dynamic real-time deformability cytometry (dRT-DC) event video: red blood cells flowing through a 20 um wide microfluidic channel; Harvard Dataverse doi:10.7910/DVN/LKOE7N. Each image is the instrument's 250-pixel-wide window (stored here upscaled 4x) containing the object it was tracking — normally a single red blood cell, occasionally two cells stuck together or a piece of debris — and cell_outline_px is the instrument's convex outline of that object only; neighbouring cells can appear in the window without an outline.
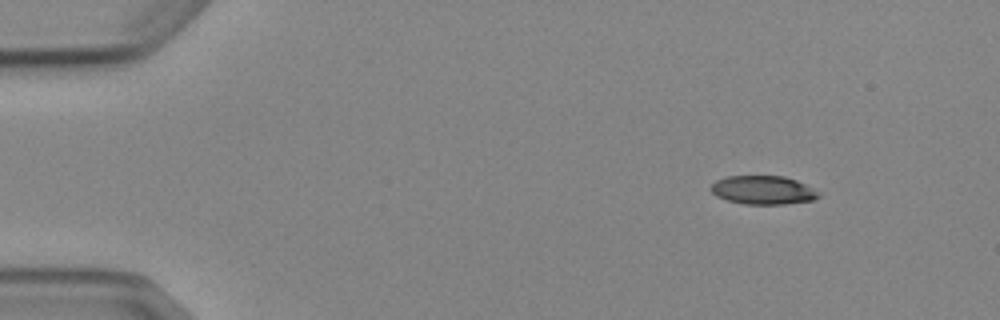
{"species": "Egyptian fruit bat (a non-hibernating species)", "species_latin": "Rousettus aegyptiacus", "temperature_condition": "cold", "stored_images_in_passage": 5, "camera_frame_rate_fps": 3000, "um_per_image_px": 0.085, "animal": {"sex": "female"}, "frame": {"image": 1, "passage_image": 1, "time_ms": 0.0, "image_size_px": [1000, 320], "cell_outline_px": [[820, 196], [812, 200], [784, 204], [744, 204], [728, 200], [716, 196], [708, 188], [716, 180], [728, 176], [784, 176], [796, 180], [812, 188]], "centroid_in_image_um": [64.81, 16.15], "position_along_channel_um": 20.2, "area_um2": 17.8}}
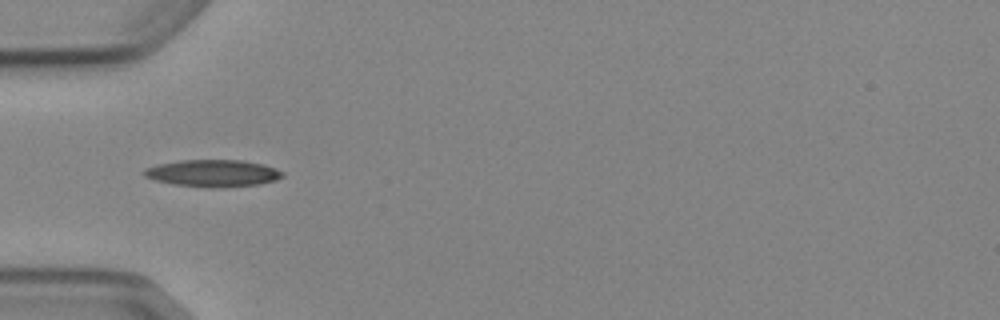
{"frame": {"image": 2, "passage_image": 4, "time_ms": 3.667, "image_size_px": [1000, 320], "cell_outline_px": [[284, 176], [276, 180], [260, 184], [220, 188], [208, 188], [172, 184], [156, 180], [144, 176], [140, 172], [144, 168], [156, 164], [180, 160], [244, 160], [264, 164], [276, 168], [284, 172]], "centroid_in_image_um": [18.09, 14.72], "position_along_channel_um": 66.9, "area_um2": 22.25}}
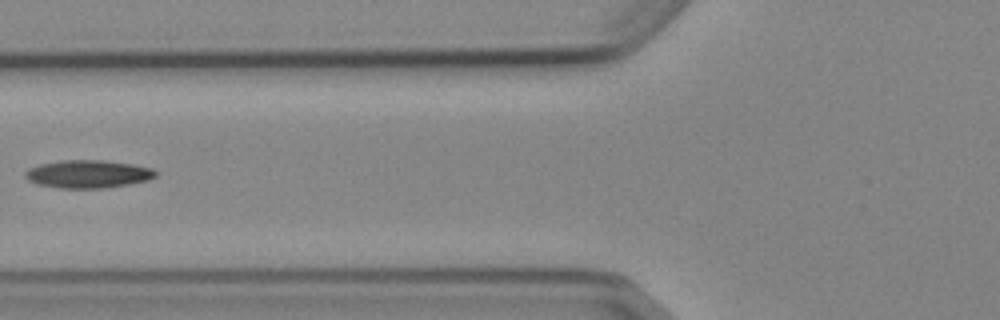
{"frame": {"image": 3, "passage_image": 5, "time_ms": 5.0, "image_size_px": [1000, 320], "cell_outline_px": [[156, 176], [148, 180], [128, 184], [104, 188], [56, 188], [36, 184], [28, 180], [24, 176], [24, 172], [28, 168], [40, 164], [64, 160], [100, 160], [132, 164], [152, 168], [156, 172]], "centroid_in_image_um": [7.44, 14.8], "position_along_channel_um": 118.4, "area_um2": 21.21}}